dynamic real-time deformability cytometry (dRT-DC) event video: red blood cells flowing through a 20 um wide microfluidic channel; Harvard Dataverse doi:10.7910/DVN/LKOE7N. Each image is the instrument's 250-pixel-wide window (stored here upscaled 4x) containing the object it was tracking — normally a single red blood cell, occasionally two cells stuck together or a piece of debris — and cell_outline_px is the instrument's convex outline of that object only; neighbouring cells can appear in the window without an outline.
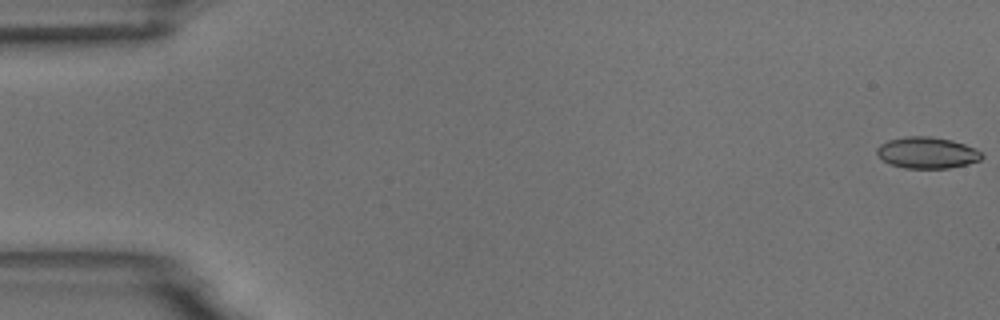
{"species": "common noctule bat (a hibernating species)", "species_latin": "Nyctalus noctula", "temperature_condition": "room temperature", "stored_images_in_passage": 54, "camera_frame_rate_fps": 3000, "um_per_image_px": 0.085, "animal": {"sex": "male", "body_mass_g": 18.8}, "frame": {"image": 1, "passage_image": 1, "time_ms": 0.0, "image_size_px": [1000, 320], "cell_outline_px": [[984, 156], [980, 160], [968, 164], [948, 168], [904, 168], [892, 164], [884, 160], [876, 152], [876, 148], [880, 144], [888, 140], [904, 136], [928, 136], [952, 140], [964, 144], [980, 152]], "centroid_in_image_um": [78.79, 12.97], "position_along_channel_um": 6.2, "area_um2": 19.02}}
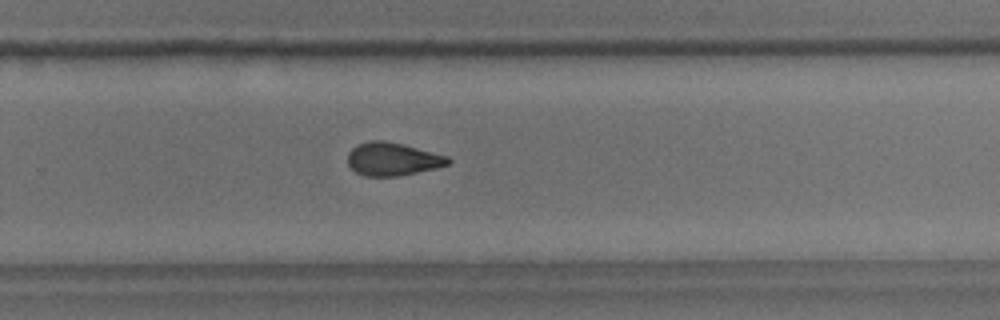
{"frame": {"image": 2, "passage_image": 36, "time_ms": 11.667, "image_size_px": [1000, 320], "cell_outline_px": [[452, 160], [448, 164], [436, 168], [400, 176], [364, 176], [356, 172], [348, 164], [348, 152], [356, 144], [368, 140], [384, 140], [404, 144], [448, 156]], "centroid_in_image_um": [33.36, 13.51], "position_along_channel_um": 296.4, "area_um2": 19.54}}
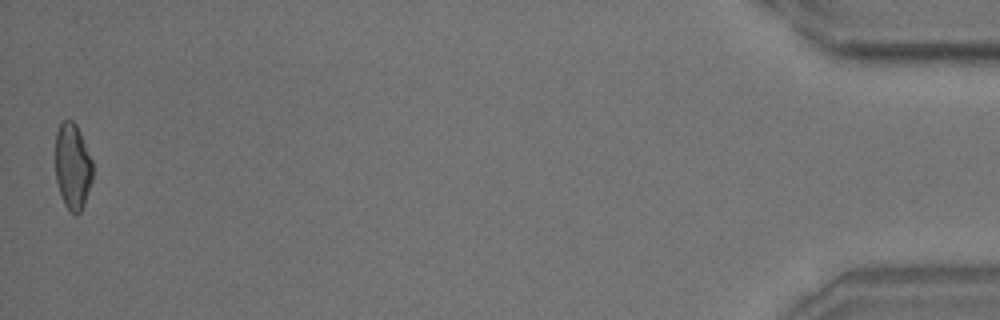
{"frame": {"image": 3, "passage_image": 54, "time_ms": 17.667, "image_size_px": [1000, 320], "cell_outline_px": [[92, 180], [84, 204], [80, 212], [76, 216], [64, 204], [56, 180], [56, 132], [60, 124], [64, 120], [72, 120], [76, 124], [80, 132], [92, 160]], "centroid_in_image_um": [6.18, 14.14], "position_along_channel_um": 429.0, "area_um2": 18.55}, "authors_computed_cell_mechanics": {"area_um2": 19.5075, "velocity_mm_per_s": 3.7605, "shape_relaxation_time_tau1_ms": 8.0567, "shape_relaxation_time_tau2_ms": 2.4973, "deformation_change_tau1": 0.1627, "deformation_change_tau2": 0.0929}}